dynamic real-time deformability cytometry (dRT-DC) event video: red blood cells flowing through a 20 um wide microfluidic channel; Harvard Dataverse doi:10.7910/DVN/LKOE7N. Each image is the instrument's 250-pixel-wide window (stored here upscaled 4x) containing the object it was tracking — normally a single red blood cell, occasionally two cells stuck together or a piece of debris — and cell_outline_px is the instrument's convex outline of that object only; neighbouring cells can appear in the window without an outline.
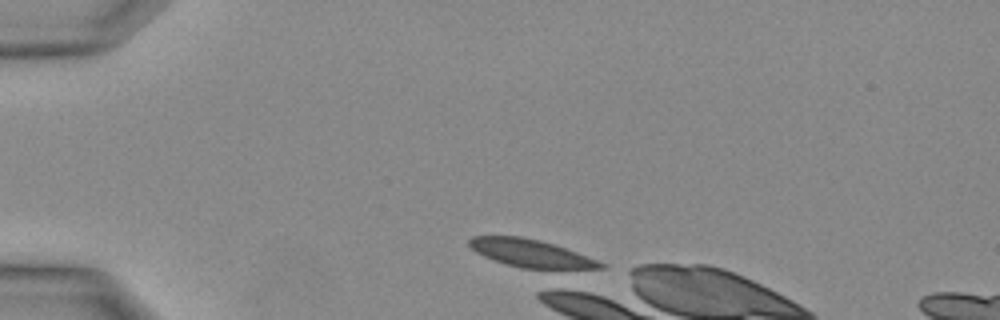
{"species": "Egyptian fruit bat (a non-hibernating species)", "species_latin": "Rousettus aegyptiacus", "temperature_condition": "warm", "stored_images_in_passage": 1, "camera_frame_rate_fps": 3000, "um_per_image_px": 0.085, "animal": {"sex": "female"}, "frame": {"image": 1, "passage_image": 1, "time_ms": 0.0, "image_size_px": [1000, 320], "cell_outline_px": [[604, 268], [560, 272], [552, 272], [520, 268], [484, 256], [476, 252], [468, 244], [468, 240], [472, 236], [520, 236], [540, 240], [576, 252], [596, 260], [604, 264]], "centroid_in_image_um": [45.21, 21.59], "position_along_channel_um": 39.8, "area_um2": 21.91}}